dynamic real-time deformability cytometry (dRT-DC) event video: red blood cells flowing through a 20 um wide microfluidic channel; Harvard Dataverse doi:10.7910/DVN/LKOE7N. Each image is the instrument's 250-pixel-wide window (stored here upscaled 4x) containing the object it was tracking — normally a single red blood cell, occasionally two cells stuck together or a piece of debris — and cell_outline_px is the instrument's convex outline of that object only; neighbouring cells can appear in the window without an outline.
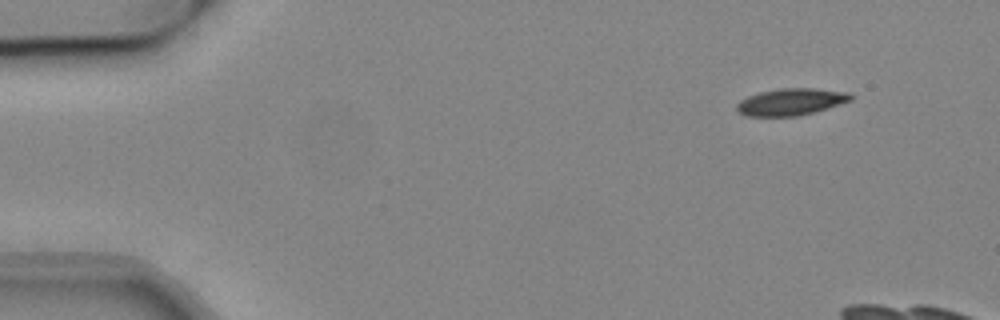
{"species": "common noctule bat (a hibernating species)", "species_latin": "Nyctalus noctula", "temperature_condition": "cold", "stored_images_in_passage": 12, "camera_frame_rate_fps": 3000, "um_per_image_px": 0.085, "animal": {"sex": "male", "body_mass_g": 19.2, "forearm_length_mm": 51.8}, "frame": {"image": 1, "passage_image": 1, "time_ms": 0.0, "image_size_px": [1000, 320], "cell_outline_px": [[852, 100], [828, 108], [796, 116], [744, 116], [736, 108], [736, 104], [740, 100], [748, 96], [760, 92], [780, 88], [812, 88], [848, 92], [852, 96]], "centroid_in_image_um": [67.21, 8.65], "position_along_channel_um": 17.8, "area_um2": 17.74}}
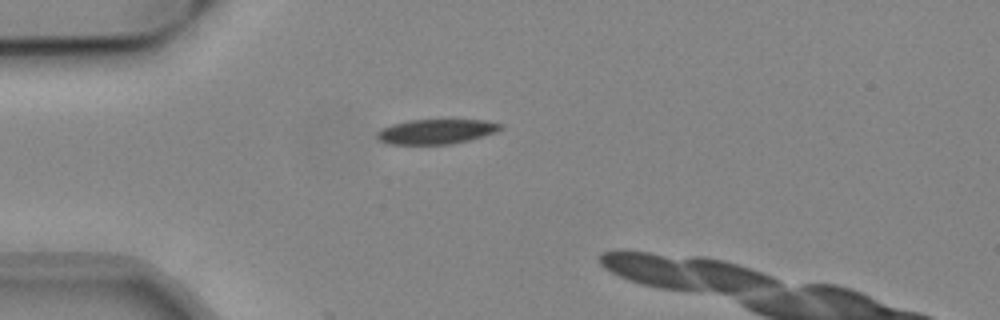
{"frame": {"image": 2, "passage_image": 10, "time_ms": 3.0, "image_size_px": [1000, 320], "cell_outline_px": [[504, 128], [496, 132], [468, 140], [452, 144], [388, 144], [380, 140], [376, 136], [376, 132], [380, 128], [392, 124], [408, 120], [484, 120], [504, 124]], "centroid_in_image_um": [37.07, 11.18], "position_along_channel_um": 47.9, "area_um2": 17.92}}